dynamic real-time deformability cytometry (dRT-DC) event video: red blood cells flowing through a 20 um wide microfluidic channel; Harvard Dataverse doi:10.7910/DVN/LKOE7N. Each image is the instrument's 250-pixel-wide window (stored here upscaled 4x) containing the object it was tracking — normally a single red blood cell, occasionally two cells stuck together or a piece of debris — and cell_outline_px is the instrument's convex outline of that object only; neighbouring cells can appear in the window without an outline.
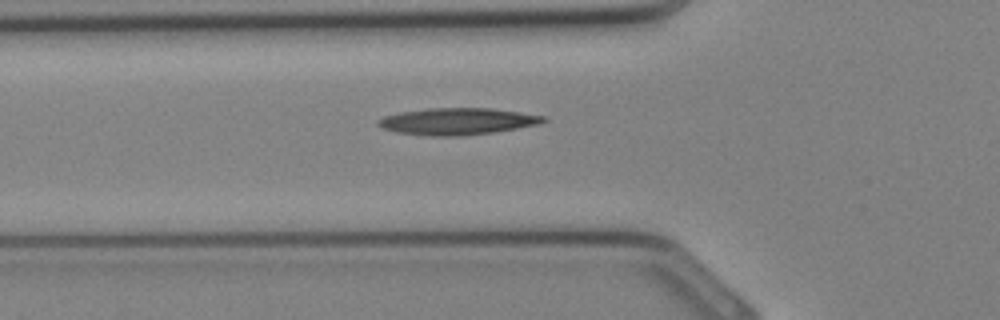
{"species": "Egyptian fruit bat (a non-hibernating species)", "species_latin": "Rousettus aegyptiacus", "temperature_condition": "cold", "stored_images_in_passage": 23, "camera_frame_rate_fps": 3000, "um_per_image_px": 0.085, "animal": {"sex": "female"}, "frame": {"image": 1, "passage_image": 3, "time_ms": 0.667, "image_size_px": [1000, 320], "cell_outline_px": [[548, 120], [540, 124], [492, 132], [460, 136], [432, 136], [396, 132], [384, 128], [376, 124], [376, 120], [384, 116], [400, 112], [428, 108], [488, 108], [544, 116]], "centroid_in_image_um": [38.83, 10.31], "position_along_channel_um": 87.0, "area_um2": 25.55}}
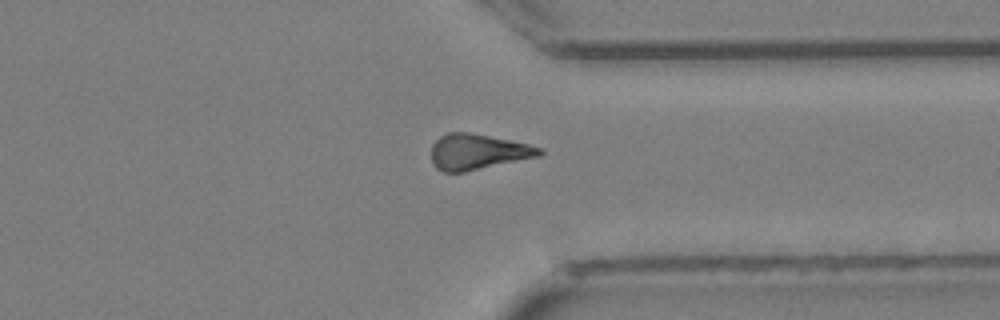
{"frame": {"image": 2, "passage_image": 17, "time_ms": 5.333, "image_size_px": [1000, 320], "cell_outline_px": [[544, 152], [540, 156], [464, 172], [444, 172], [436, 168], [432, 164], [432, 144], [440, 136], [448, 132], [468, 132], [528, 144], [540, 148]], "centroid_in_image_um": [40.58, 12.91], "position_along_channel_um": 370.8, "area_um2": 22.25}}
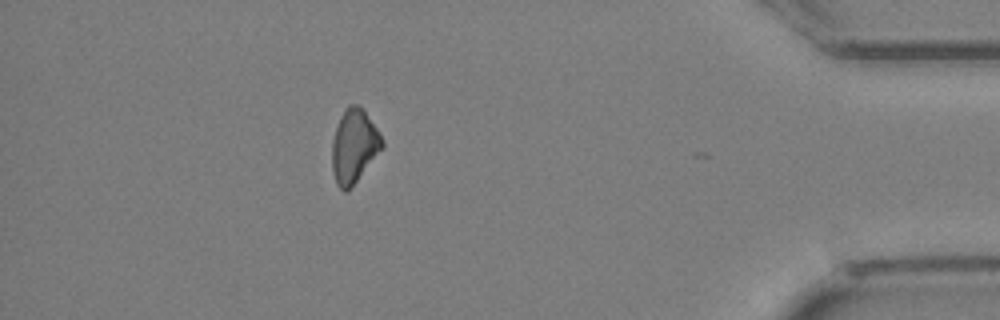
{"frame": {"image": 3, "passage_image": 21, "time_ms": 6.667, "image_size_px": [1000, 320], "cell_outline_px": [[384, 148], [348, 192], [344, 192], [336, 184], [332, 168], [332, 140], [340, 116], [348, 104], [360, 104], [380, 132], [384, 140]], "centroid_in_image_um": [30.12, 12.42], "position_along_channel_um": 405.1, "area_um2": 21.96}}